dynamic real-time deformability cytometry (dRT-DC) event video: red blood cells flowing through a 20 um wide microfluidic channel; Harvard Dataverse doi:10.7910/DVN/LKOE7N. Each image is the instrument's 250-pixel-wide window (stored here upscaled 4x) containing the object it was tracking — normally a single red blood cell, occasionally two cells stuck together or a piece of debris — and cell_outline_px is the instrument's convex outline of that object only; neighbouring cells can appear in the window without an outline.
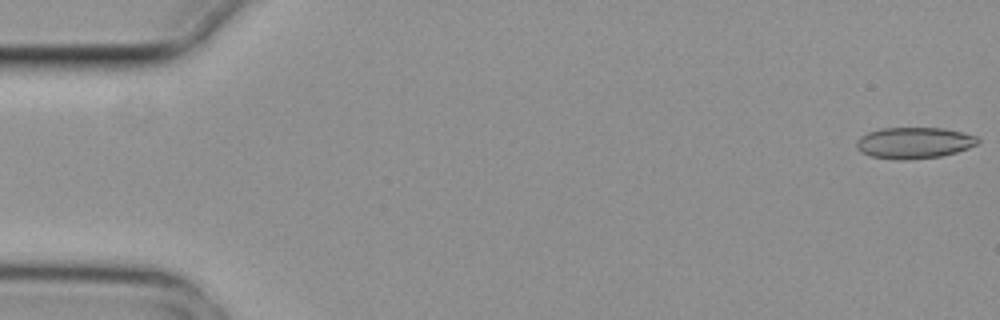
{"species": "common noctule bat (a hibernating species)", "species_latin": "Nyctalus noctula", "temperature_condition": "cold", "stored_images_in_passage": 4, "segment_of_instrument_passage": [2, 2], "camera_frame_rate_fps": 3000, "um_per_image_px": 0.085, "animal": {"sex": "female", "body_mass_g": 29.2, "forearm_length_mm": 56.3}, "frame": {"image": 1, "passage_image": 4, "time_ms": 1.0, "image_size_px": [1000, 320], "cell_outline_px": [[980, 140], [976, 144], [968, 148], [956, 152], [940, 156], [908, 160], [896, 160], [872, 156], [860, 152], [856, 148], [856, 140], [860, 136], [868, 132], [880, 128], [944, 128], [976, 136]], "centroid_in_image_um": [77.65, 12.14], "position_along_channel_um": 7.4, "area_um2": 22.14}}